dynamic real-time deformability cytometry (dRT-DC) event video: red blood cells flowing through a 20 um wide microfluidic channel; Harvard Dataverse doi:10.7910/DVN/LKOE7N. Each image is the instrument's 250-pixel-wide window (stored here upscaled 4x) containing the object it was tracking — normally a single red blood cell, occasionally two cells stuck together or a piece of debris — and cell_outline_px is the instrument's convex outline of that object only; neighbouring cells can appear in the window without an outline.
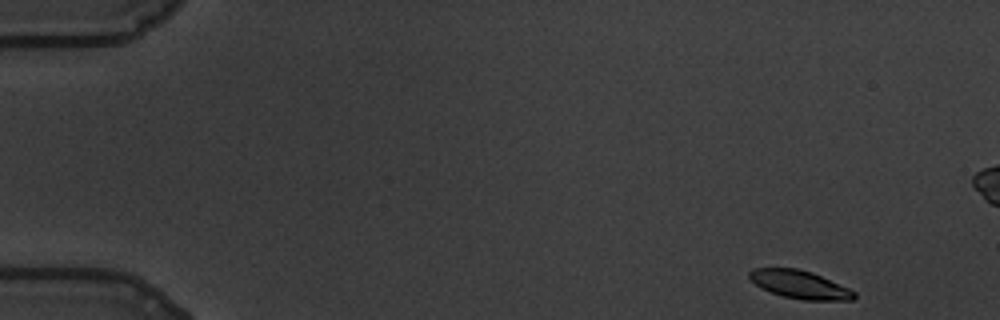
{"species": "common noctule bat (a hibernating species)", "species_latin": "Nyctalus noctula", "temperature_condition": "warm", "stored_images_in_passage": 57, "segment_of_instrument_passage": [1, 2], "camera_frame_rate_fps": 3000, "um_per_image_px": 0.085, "animal": {"sex": "male", "body_mass_g": 19.5, "forearm_length_mm": 54.6}, "frame": {"image": 1, "passage_image": 1, "time_ms": 0.0, "image_size_px": [1000, 320], "cell_outline_px": [[856, 296], [852, 300], [804, 300], [780, 296], [760, 288], [748, 276], [748, 272], [752, 268], [796, 268], [812, 272], [848, 288], [856, 292]], "centroid_in_image_um": [67.95, 24.19], "position_along_channel_um": 17.1, "area_um2": 17.17}}
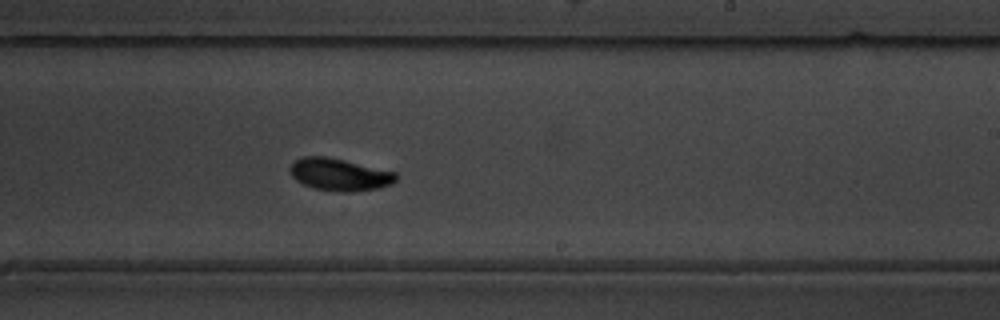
{"frame": {"image": 2, "passage_image": 33, "time_ms": 10.667, "image_size_px": [1000, 320], "cell_outline_px": [[400, 176], [392, 184], [376, 188], [352, 192], [344, 192], [312, 188], [296, 180], [292, 176], [288, 168], [296, 160], [304, 156], [328, 156], [396, 172]], "centroid_in_image_um": [28.87, 14.83], "position_along_channel_um": 260.1, "area_um2": 20.0}}
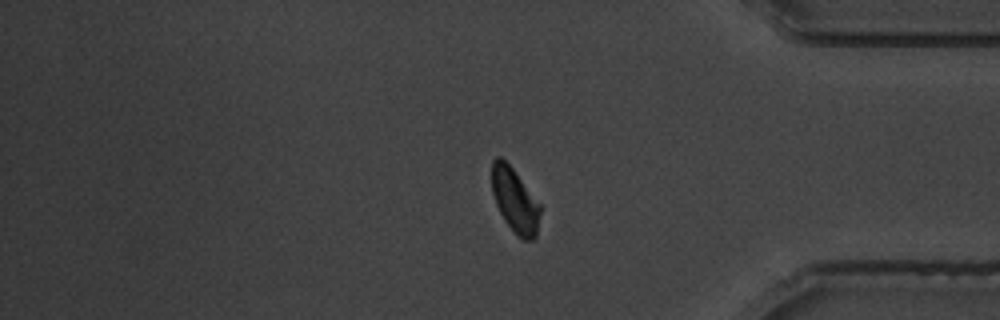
{"frame": {"image": 3, "passage_image": 46, "time_ms": 15.0, "image_size_px": [1000, 320], "cell_outline_px": [[540, 212], [536, 236], [532, 240], [524, 240], [516, 236], [504, 220], [496, 204], [492, 192], [492, 160], [496, 156], [500, 156], [512, 168], [540, 204]], "centroid_in_image_um": [43.75, 17.05], "position_along_channel_um": 391.4, "area_um2": 17.98}}